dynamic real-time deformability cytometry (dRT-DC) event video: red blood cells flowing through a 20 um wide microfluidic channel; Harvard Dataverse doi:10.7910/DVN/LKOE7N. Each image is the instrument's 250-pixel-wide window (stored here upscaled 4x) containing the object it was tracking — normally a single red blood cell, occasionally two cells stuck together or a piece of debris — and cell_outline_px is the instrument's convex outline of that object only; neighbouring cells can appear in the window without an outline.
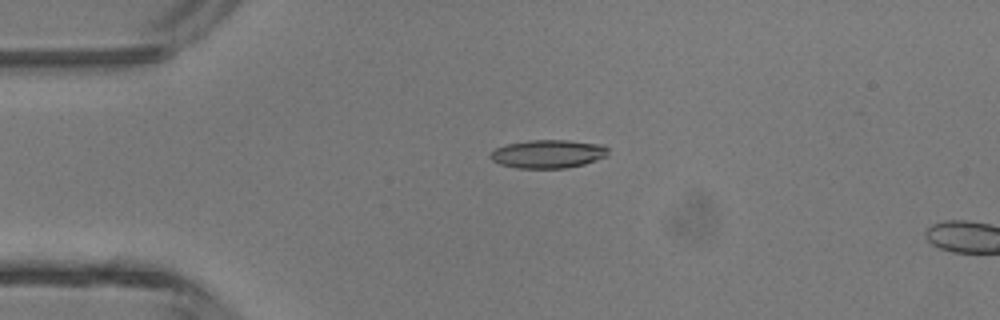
{"species": "common noctule bat (a hibernating species)", "species_latin": "Nyctalus noctula", "temperature_condition": "room temperature", "stored_images_in_passage": 4, "camera_frame_rate_fps": 3000, "um_per_image_px": 0.085, "animal": {"sex": "male", "body_mass_g": 13.3}, "frame": {"image": 1, "passage_image": 3, "time_ms": 3.0, "image_size_px": [1000, 320], "cell_outline_px": [[608, 152], [604, 156], [596, 160], [584, 164], [564, 168], [516, 168], [500, 164], [492, 160], [488, 156], [488, 152], [496, 148], [508, 144], [528, 140], [568, 140], [604, 144], [608, 148]], "centroid_in_image_um": [46.55, 13.07], "position_along_channel_um": 38.4, "area_um2": 19.54}}